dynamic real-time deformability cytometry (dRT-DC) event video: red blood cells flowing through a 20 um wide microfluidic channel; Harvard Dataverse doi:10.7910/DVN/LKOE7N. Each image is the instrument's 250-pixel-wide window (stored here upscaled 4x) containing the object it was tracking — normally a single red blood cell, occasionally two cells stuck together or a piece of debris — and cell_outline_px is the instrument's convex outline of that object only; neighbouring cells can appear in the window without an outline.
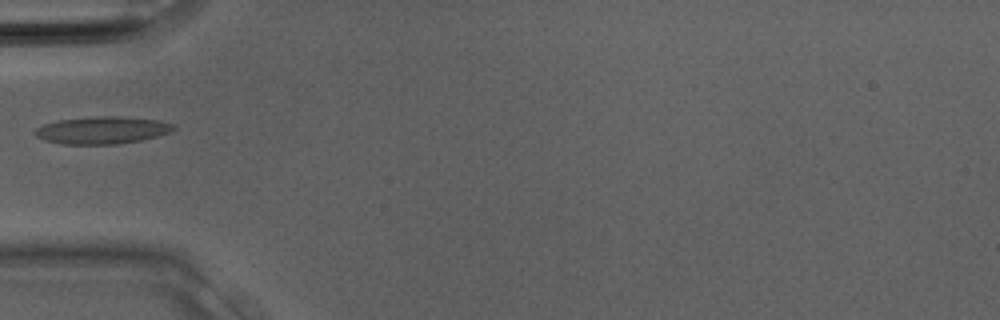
{"species": "Egyptian fruit bat (a non-hibernating species)", "species_latin": "Rousettus aegyptiacus", "temperature_condition": "room temperature", "stored_images_in_passage": 8, "camera_frame_rate_fps": 3000, "um_per_image_px": 0.085, "animal": {"sex": "male"}, "frame": {"image": 1, "passage_image": 5, "time_ms": 1.333, "image_size_px": [1000, 320], "cell_outline_px": [[176, 128], [172, 132], [140, 140], [116, 144], [60, 144], [44, 140], [36, 136], [32, 132], [36, 128], [44, 124], [56, 120], [96, 116], [120, 116], [160, 120], [176, 124]], "centroid_in_image_um": [8.69, 11.06], "position_along_channel_um": 76.3, "area_um2": 22.31}}
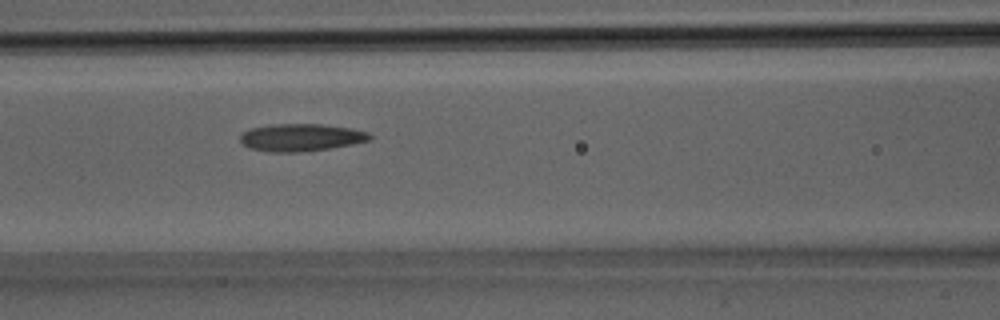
{"frame": {"image": 2, "passage_image": 8, "time_ms": 2.333, "image_size_px": [1000, 320], "cell_outline_px": [[372, 140], [352, 144], [328, 148], [300, 152], [272, 152], [248, 148], [240, 140], [240, 136], [244, 132], [252, 128], [272, 124], [320, 124], [348, 128], [368, 132], [372, 136]], "centroid_in_image_um": [25.58, 11.68], "position_along_channel_um": 141.0, "area_um2": 20.52}}